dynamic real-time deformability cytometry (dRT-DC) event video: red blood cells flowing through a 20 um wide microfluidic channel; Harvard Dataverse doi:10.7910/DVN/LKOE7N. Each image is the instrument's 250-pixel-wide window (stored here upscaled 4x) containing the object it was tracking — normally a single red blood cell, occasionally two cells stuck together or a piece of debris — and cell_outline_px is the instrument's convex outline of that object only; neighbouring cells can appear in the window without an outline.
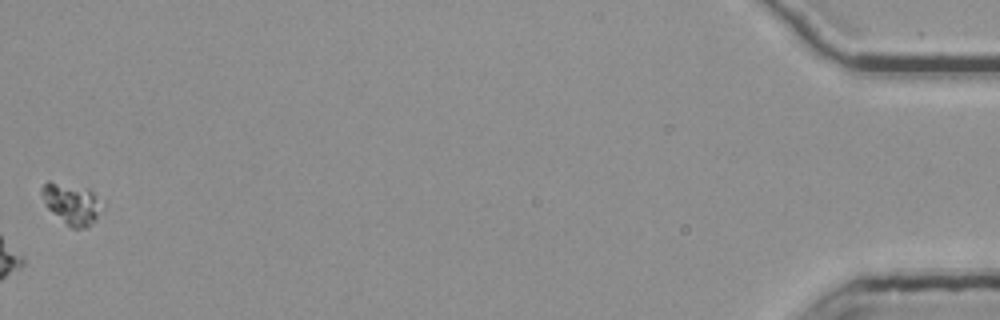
{"species": "common noctule bat (a hibernating species)", "species_latin": "Nyctalus noctula", "temperature_condition": "room temperature", "stored_images_in_passage": 50, "camera_frame_rate_fps": 3000, "um_per_image_px": 0.085, "animal": {"sex": "female", "body_mass_g": 25.1}, "frame": {"image": 1, "passage_image": 50, "time_ms": 16.333, "image_size_px": [1000, 320], "cell_outline_px": [[104, 208], [96, 220], [88, 228], [72, 228], [48, 208], [44, 204], [40, 192], [40, 188], [48, 180], [88, 188], [92, 192]], "centroid_in_image_um": [6.09, 17.31], "position_along_channel_um": 429.1, "area_um2": 14.51}}